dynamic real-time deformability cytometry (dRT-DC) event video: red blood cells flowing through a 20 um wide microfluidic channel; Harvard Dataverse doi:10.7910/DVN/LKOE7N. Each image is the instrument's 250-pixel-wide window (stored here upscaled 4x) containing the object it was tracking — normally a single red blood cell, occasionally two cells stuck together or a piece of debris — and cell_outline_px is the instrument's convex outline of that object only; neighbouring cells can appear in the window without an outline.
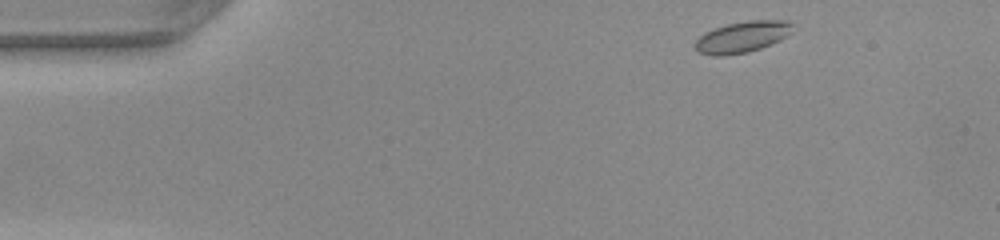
{"species": "common noctule bat (a hibernating species)", "species_latin": "Nyctalus noctula", "temperature_condition": "warm", "stored_images_in_passage": 44, "camera_frame_rate_fps": 3000, "um_per_image_px": 0.085, "animal": {"sex": "female", "body_mass_g": 22.0, "forearm_length_mm": 56.7}, "frame": {"image": 1, "passage_image": 1, "time_ms": 0.0, "image_size_px": [1000, 240], "cell_outline_px": [[792, 24], [788, 36], [780, 40], [760, 48], [748, 52], [724, 56], [712, 56], [700, 52], [696, 48], [696, 40], [704, 32], [728, 24], [748, 20], [788, 20]], "centroid_in_image_um": [63.09, 3.14], "position_along_channel_um": 21.9, "area_um2": 17.57}}
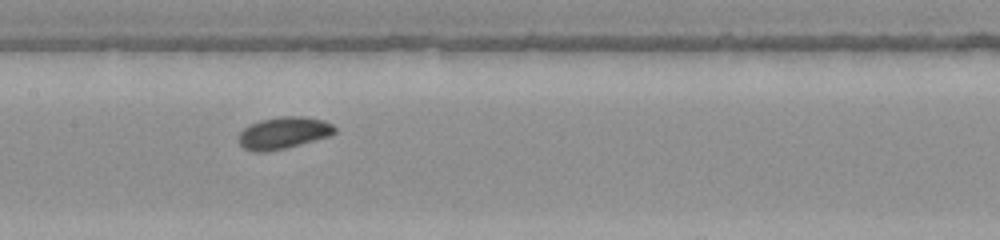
{"frame": {"image": 2, "passage_image": 19, "time_ms": 6.0, "image_size_px": [1000, 240], "cell_outline_px": [[336, 132], [332, 136], [268, 152], [252, 152], [244, 148], [240, 144], [240, 132], [244, 128], [260, 120], [280, 116], [304, 116], [324, 120], [332, 124], [336, 128]], "centroid_in_image_um": [24.14, 11.29], "position_along_channel_um": 183.3, "area_um2": 17.92}}
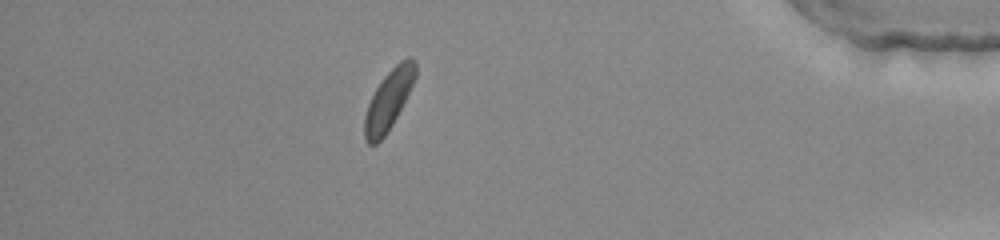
{"frame": {"image": 3, "passage_image": 38, "time_ms": 12.333, "image_size_px": [1000, 240], "cell_outline_px": [[416, 76], [392, 124], [384, 136], [376, 144], [368, 144], [364, 140], [364, 116], [368, 104], [376, 88], [384, 76], [400, 60], [408, 56], [412, 56], [416, 60]], "centroid_in_image_um": [33.02, 8.47], "position_along_channel_um": 402.2, "area_um2": 17.4}}